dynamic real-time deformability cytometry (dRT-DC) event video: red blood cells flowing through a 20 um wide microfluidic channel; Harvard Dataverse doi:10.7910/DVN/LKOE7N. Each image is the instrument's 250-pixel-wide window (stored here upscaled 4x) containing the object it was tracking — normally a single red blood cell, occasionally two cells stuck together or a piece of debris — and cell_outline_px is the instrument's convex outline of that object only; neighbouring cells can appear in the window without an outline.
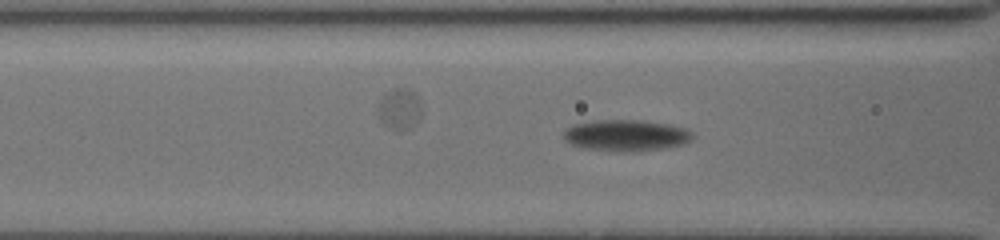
{"species": "common noctule bat (a hibernating species)", "species_latin": "Nyctalus noctula", "temperature_condition": "cold", "stored_images_in_passage": 43, "camera_frame_rate_fps": 3000, "um_per_image_px": 0.085, "animal": {"sex": "female", "body_mass_g": 19.5, "forearm_length_mm": 54.1}, "frame": {"image": 1, "passage_image": 15, "time_ms": 3.333, "image_size_px": [1000, 240], "cell_outline_px": [[692, 140], [680, 144], [664, 148], [640, 152], [616, 152], [580, 148], [564, 140], [564, 132], [572, 124], [596, 120], [644, 120], [668, 124], [684, 128], [692, 132]], "centroid_in_image_um": [53.18, 11.52], "position_along_channel_um": 113.4, "area_um2": 23.81}}
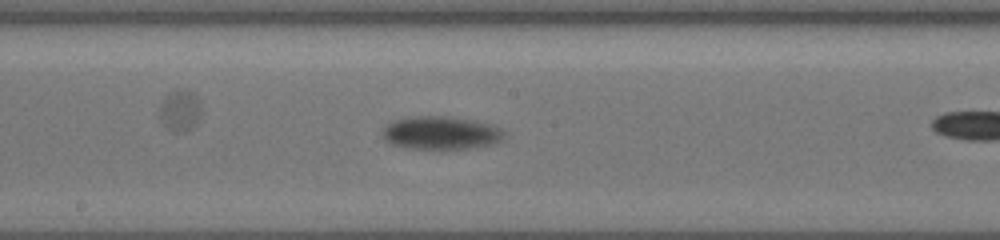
{"frame": {"image": 2, "passage_image": 26, "time_ms": 6.0, "image_size_px": [1000, 240], "cell_outline_px": [[504, 136], [500, 140], [488, 144], [468, 148], [440, 152], [408, 148], [392, 144], [384, 140], [384, 128], [388, 124], [396, 120], [412, 116], [448, 116], [472, 120], [488, 124], [504, 132]], "centroid_in_image_um": [37.42, 11.33], "position_along_channel_um": 210.8, "area_um2": 23.64}}
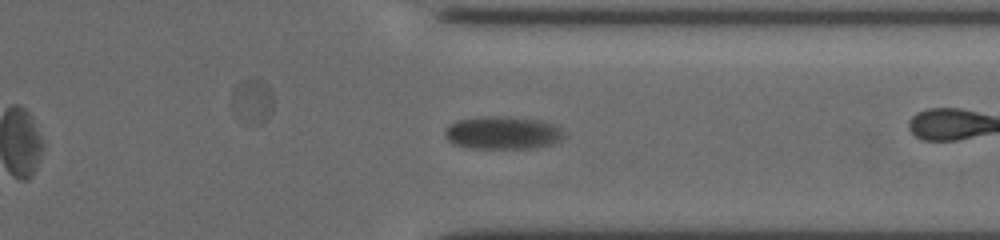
{"frame": {"image": 3, "passage_image": 41, "time_ms": 10.333, "image_size_px": [1000, 240], "cell_outline_px": [[564, 136], [560, 140], [552, 144], [536, 148], [472, 148], [452, 144], [444, 136], [444, 132], [448, 124], [456, 120], [488, 116], [508, 116], [540, 120], [556, 124], [564, 132]], "centroid_in_image_um": [42.72, 11.28], "position_along_channel_um": 368.7, "area_um2": 23.12}}